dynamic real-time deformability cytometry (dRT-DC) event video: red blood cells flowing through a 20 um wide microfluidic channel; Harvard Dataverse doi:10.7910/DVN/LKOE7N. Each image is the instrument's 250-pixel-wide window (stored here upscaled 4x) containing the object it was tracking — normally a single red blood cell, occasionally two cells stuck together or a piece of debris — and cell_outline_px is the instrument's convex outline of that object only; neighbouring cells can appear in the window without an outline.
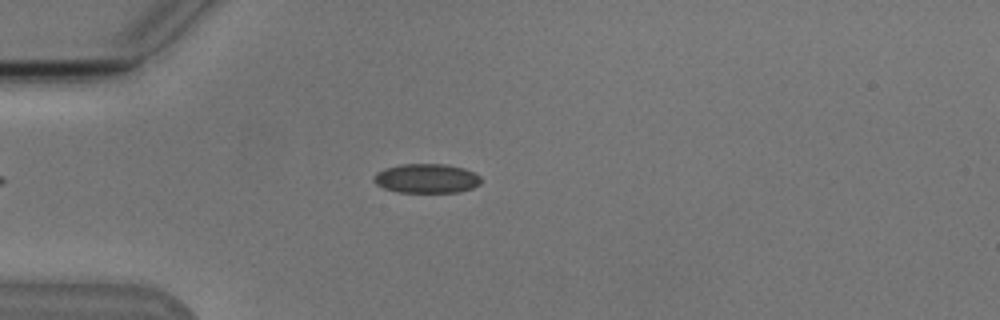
{"species": "Egyptian fruit bat (a non-hibernating species)", "species_latin": "Rousettus aegyptiacus", "temperature_condition": "cold", "stored_images_in_passage": 2, "camera_frame_rate_fps": 3000, "um_per_image_px": 0.085, "animal": {"sex": "male"}, "frame": {"image": 1, "passage_image": 2, "time_ms": 1.333, "image_size_px": [1000, 320], "cell_outline_px": [[480, 184], [472, 188], [460, 192], [400, 192], [384, 188], [376, 184], [372, 180], [372, 176], [376, 172], [384, 168], [400, 164], [448, 164], [464, 168], [480, 176]], "centroid_in_image_um": [36.22, 15.16], "position_along_channel_um": 48.8, "area_um2": 18.44}}